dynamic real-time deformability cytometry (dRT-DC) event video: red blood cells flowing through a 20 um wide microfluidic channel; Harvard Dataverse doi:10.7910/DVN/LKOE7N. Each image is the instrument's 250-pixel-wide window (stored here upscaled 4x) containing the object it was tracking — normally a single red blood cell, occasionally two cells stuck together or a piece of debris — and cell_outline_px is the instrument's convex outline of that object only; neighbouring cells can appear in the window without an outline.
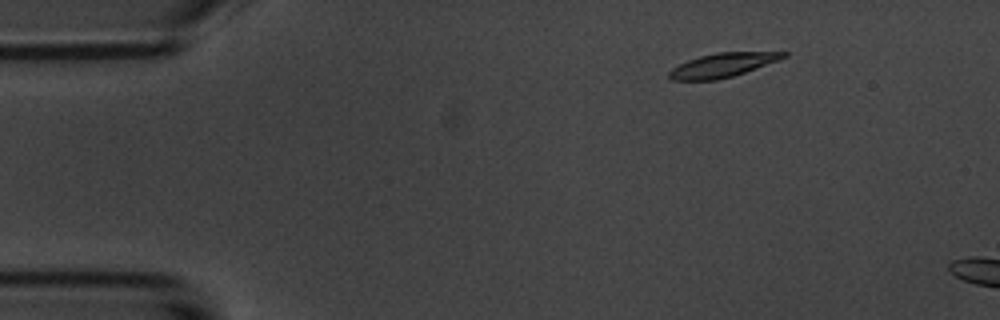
{"species": "common noctule bat (a hibernating species)", "species_latin": "Nyctalus noctula", "temperature_condition": "room temperature", "stored_images_in_passage": 3, "camera_frame_rate_fps": 3000, "um_per_image_px": 0.085, "animal": {"sex": "male", "body_mass_g": 20.1, "forearm_length_mm": 53.5}, "frame": {"image": 1, "passage_image": 2, "time_ms": 1.0, "image_size_px": [1000, 320], "cell_outline_px": [[788, 56], [780, 60], [732, 76], [716, 80], [672, 80], [668, 76], [668, 72], [672, 68], [688, 60], [700, 56], [716, 52], [788, 52]], "centroid_in_image_um": [61.43, 5.53], "position_along_channel_um": 23.6, "area_um2": 15.9}}